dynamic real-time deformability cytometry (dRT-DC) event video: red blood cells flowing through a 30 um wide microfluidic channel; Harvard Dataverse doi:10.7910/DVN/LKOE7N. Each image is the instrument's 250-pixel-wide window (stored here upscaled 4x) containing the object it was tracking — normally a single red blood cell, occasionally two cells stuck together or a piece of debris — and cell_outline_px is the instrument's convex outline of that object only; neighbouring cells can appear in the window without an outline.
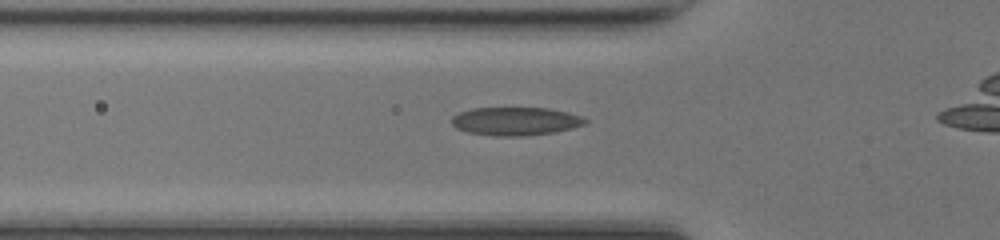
{"species": "common noctule bat (a hibernating species)", "species_latin": "Nyctalus noctula", "temperature_condition": "room temperature", "stored_images_in_passage": 17, "camera_frame_rate_fps": 3000, "um_per_image_px": 0.085, "animal": {"sex": "female", "body_mass_g": 17.0, "forearm_length_mm": 48.0}, "frame": {"image": 1, "passage_image": 12, "time_ms": 3.667, "image_size_px": [1000, 240], "cell_outline_px": [[588, 120], [584, 124], [572, 128], [556, 132], [524, 136], [496, 136], [468, 132], [456, 128], [452, 124], [452, 116], [460, 112], [472, 108], [548, 108], [568, 112], [580, 116]], "centroid_in_image_um": [43.82, 10.3], "position_along_channel_um": 82.0, "area_um2": 21.96}}
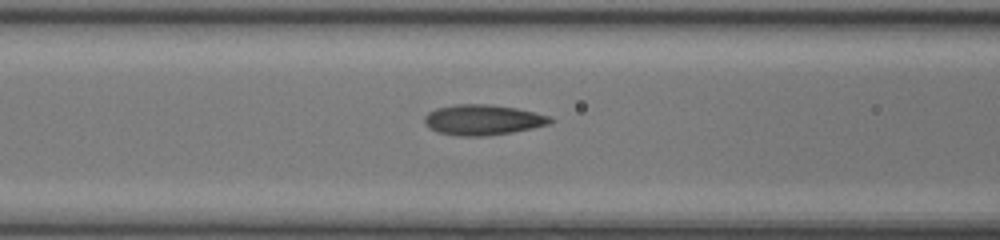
{"frame": {"image": 2, "passage_image": 15, "time_ms": 4.667, "image_size_px": [1000, 240], "cell_outline_px": [[552, 120], [548, 124], [532, 128], [512, 132], [484, 136], [456, 136], [436, 132], [428, 128], [424, 124], [424, 116], [428, 112], [436, 108], [456, 104], [488, 104], [516, 108], [548, 116]], "centroid_in_image_um": [40.95, 10.19], "position_along_channel_um": 125.7, "area_um2": 22.25}}